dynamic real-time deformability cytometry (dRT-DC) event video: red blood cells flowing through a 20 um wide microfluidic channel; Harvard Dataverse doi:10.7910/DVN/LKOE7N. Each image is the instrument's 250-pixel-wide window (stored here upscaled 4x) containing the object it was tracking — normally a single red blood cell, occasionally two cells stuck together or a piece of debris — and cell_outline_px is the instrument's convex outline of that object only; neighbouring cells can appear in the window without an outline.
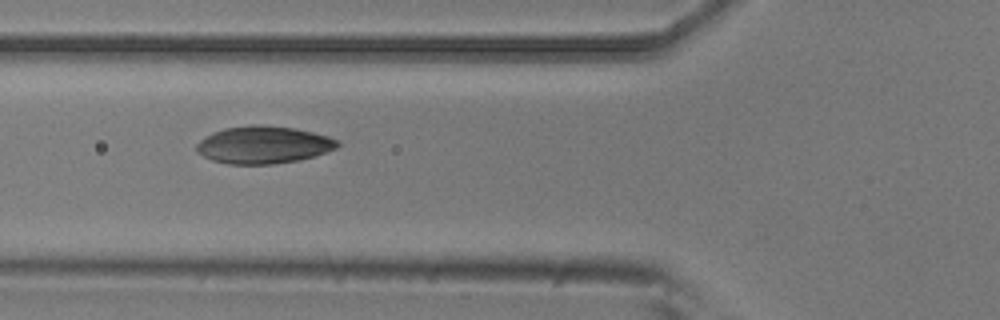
{"species": "common noctule bat (a hibernating species)", "species_latin": "Nyctalus noctula", "temperature_condition": "room temperature", "stored_images_in_passage": 3, "camera_frame_rate_fps": 3000, "um_per_image_px": 0.085, "animal": {"sex": "male", "body_mass_g": 20.5, "forearm_length_mm": 52.5}, "frame": {"image": 1, "passage_image": 2, "time_ms": 0.333, "image_size_px": [1000, 320], "cell_outline_px": [[340, 144], [336, 148], [300, 160], [272, 164], [228, 164], [212, 160], [196, 152], [196, 144], [200, 140], [212, 132], [224, 128], [252, 124], [260, 124], [292, 128], [312, 132], [328, 136], [340, 140]], "centroid_in_image_um": [22.37, 12.3], "position_along_channel_um": 103.4, "area_um2": 30.75}}
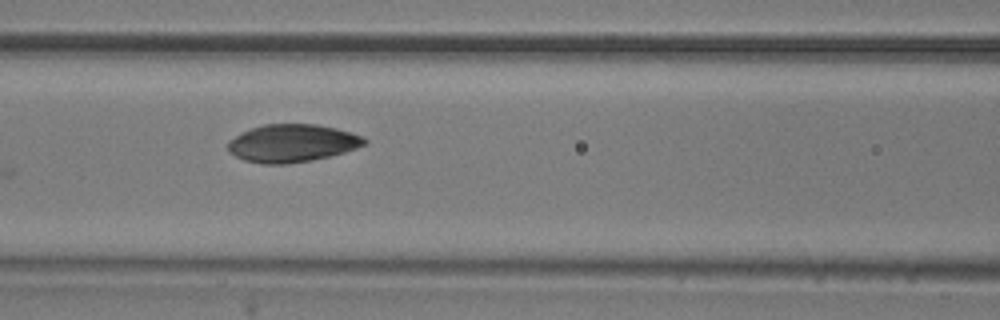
{"frame": {"image": 2, "passage_image": 3, "time_ms": 0.667, "image_size_px": [1000, 320], "cell_outline_px": [[368, 144], [344, 152], [312, 160], [288, 164], [260, 164], [244, 160], [228, 152], [228, 140], [252, 128], [264, 124], [316, 124], [336, 128], [360, 136], [368, 140]], "centroid_in_image_um": [24.82, 12.18], "position_along_channel_um": 141.8, "area_um2": 29.94}}